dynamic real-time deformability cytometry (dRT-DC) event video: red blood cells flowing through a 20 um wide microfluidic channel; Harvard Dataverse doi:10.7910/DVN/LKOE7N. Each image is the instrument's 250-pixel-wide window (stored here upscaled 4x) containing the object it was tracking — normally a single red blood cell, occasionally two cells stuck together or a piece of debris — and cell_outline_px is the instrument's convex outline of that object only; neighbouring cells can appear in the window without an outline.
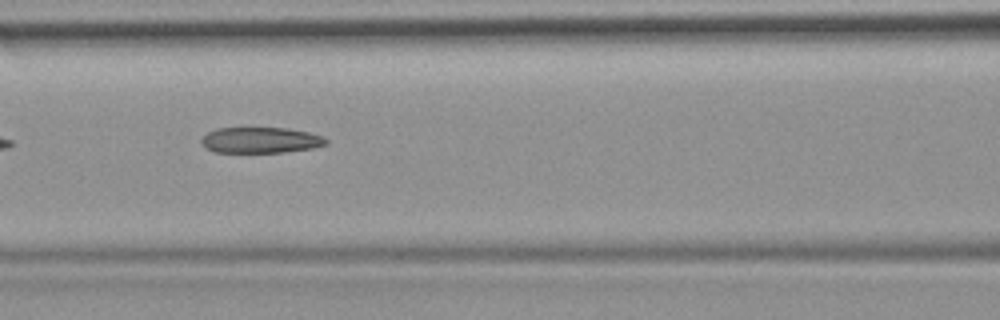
{"species": "common noctule bat (a hibernating species)", "species_latin": "Nyctalus noctula", "temperature_condition": "room temperature", "stored_images_in_passage": 7, "camera_frame_rate_fps": 3000, "um_per_image_px": 0.085, "animal": {"sex": "female", "body_mass_g": 19.9}, "frame": {"image": 1, "passage_image": 6, "time_ms": 6.667, "image_size_px": [1000, 320], "cell_outline_px": [[328, 144], [312, 148], [284, 152], [212, 152], [200, 144], [200, 140], [208, 132], [216, 128], [288, 128], [308, 132], [324, 136], [328, 140]], "centroid_in_image_um": [22.15, 11.91], "position_along_channel_um": 144.5, "area_um2": 18.9}}